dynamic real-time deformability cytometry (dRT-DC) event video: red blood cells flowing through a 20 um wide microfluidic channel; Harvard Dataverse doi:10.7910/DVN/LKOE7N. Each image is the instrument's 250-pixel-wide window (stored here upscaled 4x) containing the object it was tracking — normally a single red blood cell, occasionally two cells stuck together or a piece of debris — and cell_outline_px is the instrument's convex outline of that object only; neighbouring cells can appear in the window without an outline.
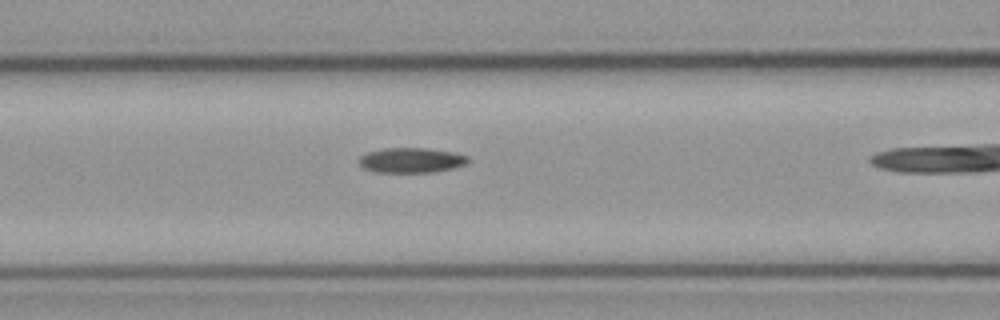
{"species": "common noctule bat (a hibernating species)", "species_latin": "Nyctalus noctula", "temperature_condition": "cold", "stored_images_in_passage": 17, "camera_frame_rate_fps": 3000, "um_per_image_px": 0.085, "animal": {"sex": "male", "body_mass_g": 23.1, "forearm_length_mm": 52.7}, "frame": {"image": 1, "passage_image": 3, "time_ms": 0.667, "image_size_px": [1000, 320], "cell_outline_px": [[468, 160], [464, 164], [452, 168], [432, 172], [376, 172], [364, 168], [360, 164], [360, 156], [368, 152], [384, 148], [428, 148], [456, 152], [468, 156]], "centroid_in_image_um": [34.96, 13.61], "position_along_channel_um": 131.6, "area_um2": 15.78}}
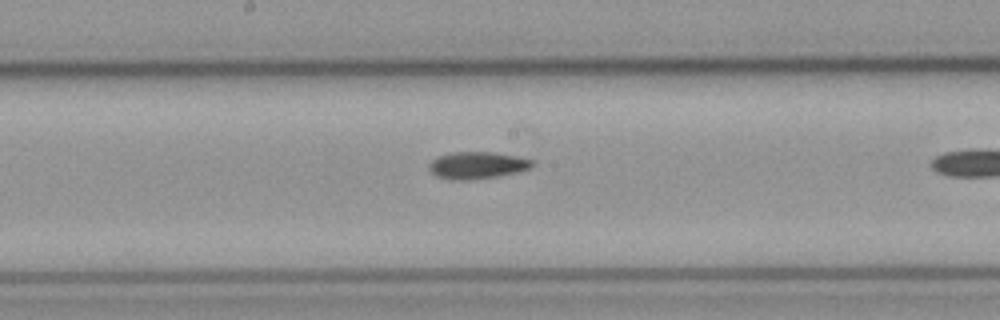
{"frame": {"image": 2, "passage_image": 9, "time_ms": 2.667, "image_size_px": [1000, 320], "cell_outline_px": [[532, 164], [528, 168], [520, 172], [496, 176], [468, 180], [452, 180], [436, 176], [428, 168], [428, 164], [432, 160], [440, 156], [452, 152], [496, 152], [532, 160]], "centroid_in_image_um": [40.52, 14.05], "position_along_channel_um": 207.7, "area_um2": 16.07}}
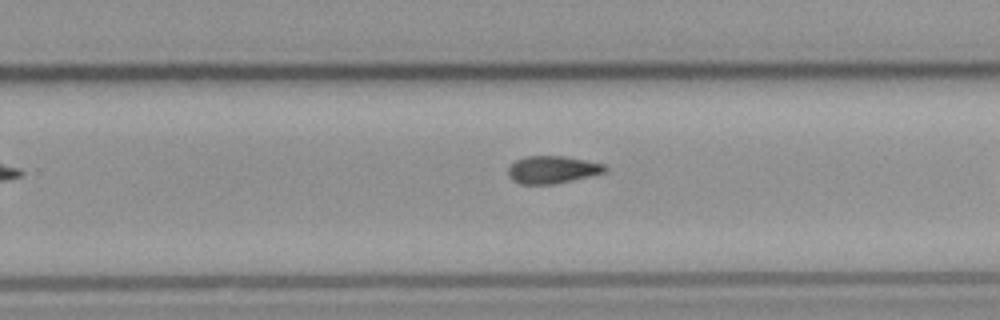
{"frame": {"image": 3, "passage_image": 15, "time_ms": 4.667, "image_size_px": [1000, 320], "cell_outline_px": [[608, 172], [572, 180], [552, 184], [520, 184], [512, 180], [508, 176], [508, 168], [516, 160], [524, 156], [564, 156], [604, 164], [608, 168]], "centroid_in_image_um": [46.95, 14.42], "position_along_channel_um": 282.8, "area_um2": 15.55}}